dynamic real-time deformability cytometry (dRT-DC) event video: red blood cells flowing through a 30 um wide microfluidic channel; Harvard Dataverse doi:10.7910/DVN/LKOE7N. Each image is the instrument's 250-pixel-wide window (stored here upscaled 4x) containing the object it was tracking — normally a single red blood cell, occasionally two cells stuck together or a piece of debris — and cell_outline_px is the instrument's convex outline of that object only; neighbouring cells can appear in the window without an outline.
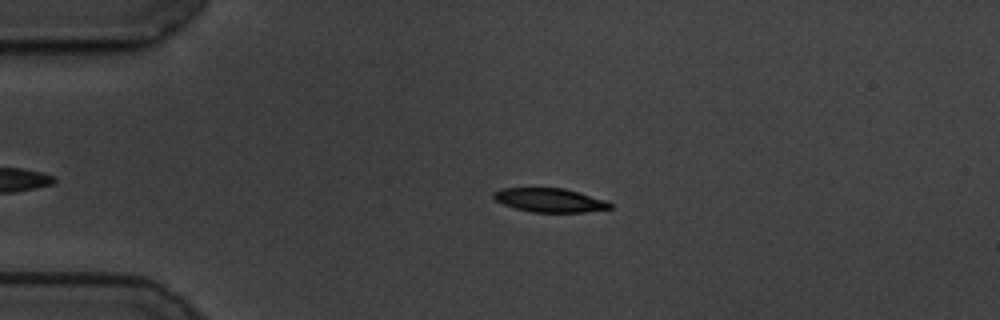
{"species": "common noctule bat (a hibernating species)", "species_latin": "Nyctalus noctula", "temperature_condition": "cold", "stored_images_in_passage": 43, "camera_frame_rate_fps": 3000, "um_per_image_px": 0.085, "animal": {"sex": "male", "body_mass_g": 19.5, "forearm_length_mm": 54.6}, "frame": {"image": 1, "passage_image": 4, "time_ms": 1.0, "image_size_px": [1000, 320], "cell_outline_px": [[612, 208], [584, 212], [532, 212], [516, 208], [504, 204], [496, 200], [492, 196], [492, 192], [500, 188], [564, 188], [608, 200], [612, 204]], "centroid_in_image_um": [46.75, 17.01], "position_along_channel_um": 38.3, "area_um2": 16.24}}
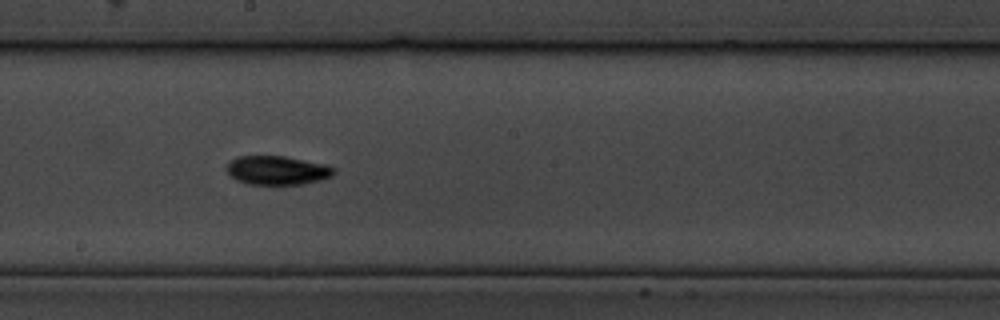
{"frame": {"image": 2, "passage_image": 23, "time_ms": 7.333, "image_size_px": [1000, 320], "cell_outline_px": [[336, 172], [332, 176], [320, 180], [304, 184], [248, 184], [236, 180], [228, 172], [228, 160], [236, 156], [284, 156], [324, 164], [336, 168]], "centroid_in_image_um": [23.57, 14.47], "position_along_channel_um": 224.6, "area_um2": 18.03}}
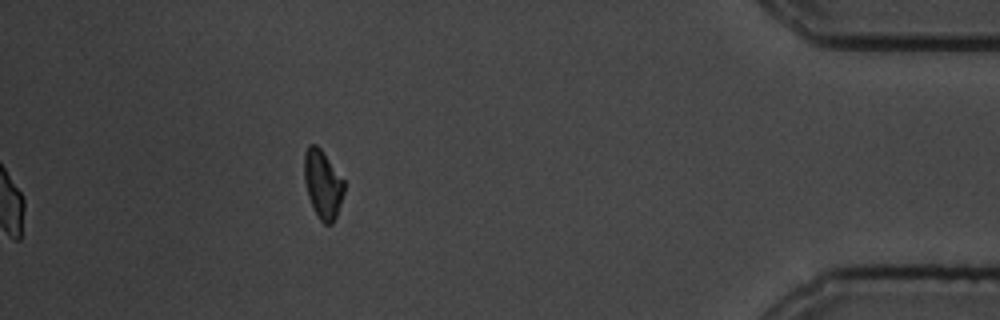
{"frame": {"image": 3, "passage_image": 43, "time_ms": 14.0, "image_size_px": [1000, 320], "cell_outline_px": [[344, 192], [336, 216], [332, 224], [324, 224], [320, 220], [312, 208], [308, 196], [304, 180], [304, 152], [308, 144], [316, 144], [320, 148], [344, 180]], "centroid_in_image_um": [27.41, 15.65], "position_along_channel_um": 407.8, "area_um2": 15.9}, "authors_computed_cell_mechanics": {"area_um2": 17.1088, "velocity_mm_per_s": 3.4731, "shape_relaxation_time_tau1_ms": 3.8692, "shape_relaxation_time_tau2_ms": null, "deformation_change_tau1": 0.1482, "deformation_change_tau2": null}}